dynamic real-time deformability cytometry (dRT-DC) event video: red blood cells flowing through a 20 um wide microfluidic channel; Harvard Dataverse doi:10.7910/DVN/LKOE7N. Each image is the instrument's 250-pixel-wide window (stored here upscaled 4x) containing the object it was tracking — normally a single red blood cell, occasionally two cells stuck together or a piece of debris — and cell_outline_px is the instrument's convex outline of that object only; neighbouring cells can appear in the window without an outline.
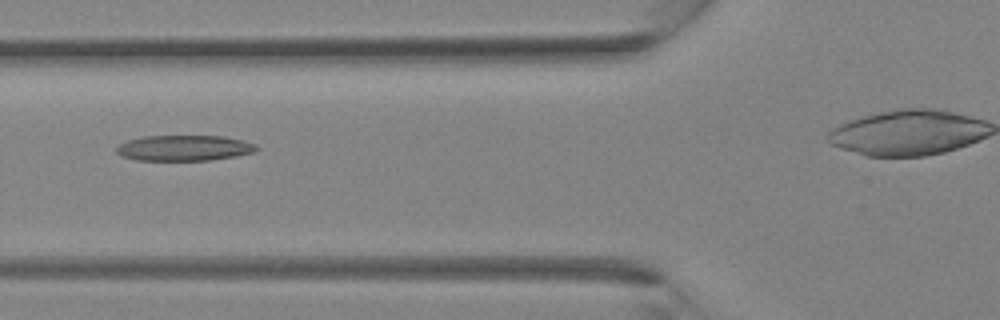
{"species": "Egyptian fruit bat (a non-hibernating species)", "species_latin": "Rousettus aegyptiacus", "temperature_condition": "room temperature", "stored_images_in_passage": 28, "camera_frame_rate_fps": 3000, "um_per_image_px": 0.085, "animal": {"sex": "female"}, "frame": {"image": 1, "passage_image": 10, "time_ms": 3.0, "image_size_px": [1000, 320], "cell_outline_px": [[260, 148], [256, 152], [236, 156], [212, 160], [136, 160], [120, 156], [116, 152], [116, 144], [128, 140], [144, 136], [224, 136], [256, 144]], "centroid_in_image_um": [15.64, 12.58], "position_along_channel_um": 110.2, "area_um2": 21.1}}
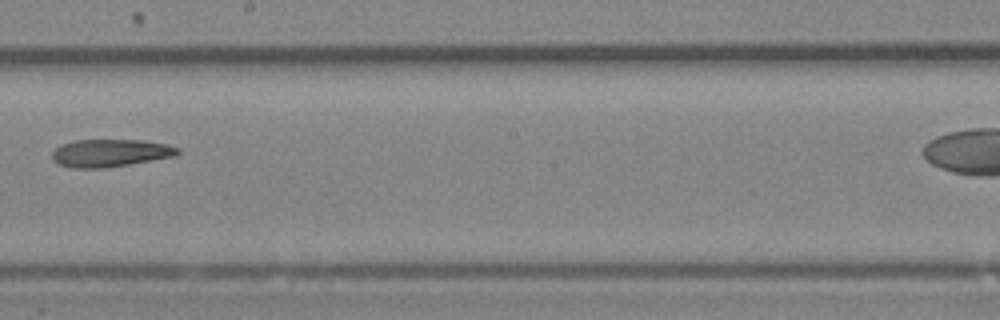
{"frame": {"image": 2, "passage_image": 17, "time_ms": 5.333, "image_size_px": [1000, 320], "cell_outline_px": [[180, 152], [176, 156], [104, 168], [72, 168], [60, 164], [52, 160], [52, 152], [60, 144], [76, 140], [144, 140], [168, 144], [180, 148]], "centroid_in_image_um": [9.38, 13.0], "position_along_channel_um": 238.8, "area_um2": 20.29}}
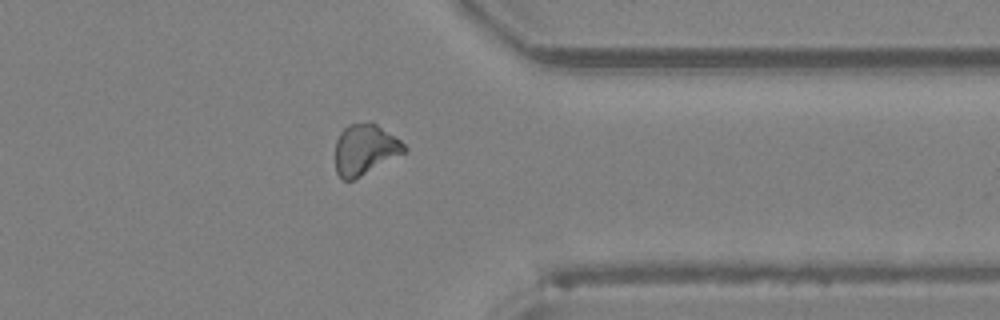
{"frame": {"image": 3, "passage_image": 25, "time_ms": 8.0, "image_size_px": [1000, 320], "cell_outline_px": [[408, 152], [352, 180], [340, 180], [336, 172], [336, 140], [340, 132], [348, 124], [372, 120], [396, 136], [408, 148]], "centroid_in_image_um": [31.05, 12.68], "position_along_channel_um": 380.4, "area_um2": 20.87}}